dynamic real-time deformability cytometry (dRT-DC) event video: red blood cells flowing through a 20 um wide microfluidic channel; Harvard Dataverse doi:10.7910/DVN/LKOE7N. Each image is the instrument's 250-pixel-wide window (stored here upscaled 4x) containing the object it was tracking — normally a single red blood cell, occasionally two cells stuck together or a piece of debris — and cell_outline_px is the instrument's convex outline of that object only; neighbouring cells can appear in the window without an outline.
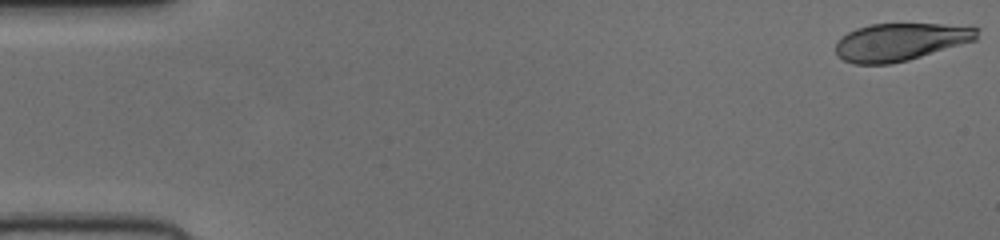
{"species": "human", "species_latin": "Homo sapiens", "temperature_condition": "cold", "stored_images_in_passage": 52, "camera_frame_rate_fps": 3000, "um_per_image_px": 0.085, "donor": {"sex": "female"}, "frame": {"image": 1, "passage_image": 1, "time_ms": 0.0, "image_size_px": [1000, 240], "cell_outline_px": [[980, 28], [976, 40], [908, 60], [888, 64], [856, 64], [844, 60], [836, 52], [836, 44], [840, 36], [856, 28], [872, 24], [940, 24]], "centroid_in_image_um": [76.52, 3.56], "position_along_channel_um": 8.5, "area_um2": 30.75}}
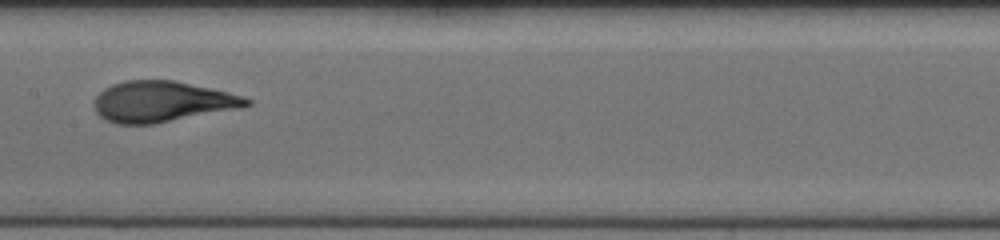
{"frame": {"image": 2, "passage_image": 27, "time_ms": 8.667, "image_size_px": [1000, 240], "cell_outline_px": [[252, 104], [240, 108], [152, 124], [116, 124], [104, 120], [96, 112], [96, 96], [104, 88], [112, 84], [124, 80], [172, 80], [228, 92], [244, 96], [252, 100]], "centroid_in_image_um": [13.77, 8.64], "position_along_channel_um": 193.6, "area_um2": 36.01}}
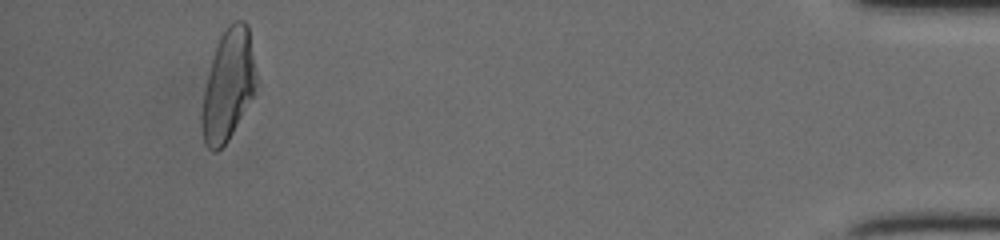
{"frame": {"image": 3, "passage_image": 49, "time_ms": 16.0, "image_size_px": [1000, 240], "cell_outline_px": [[256, 84], [252, 96], [228, 140], [216, 152], [212, 152], [204, 144], [200, 124], [200, 116], [204, 92], [216, 44], [220, 36], [228, 24], [236, 20], [244, 20], [248, 24]], "centroid_in_image_um": [19.35, 7.25], "position_along_channel_um": 415.8, "area_um2": 34.56}}